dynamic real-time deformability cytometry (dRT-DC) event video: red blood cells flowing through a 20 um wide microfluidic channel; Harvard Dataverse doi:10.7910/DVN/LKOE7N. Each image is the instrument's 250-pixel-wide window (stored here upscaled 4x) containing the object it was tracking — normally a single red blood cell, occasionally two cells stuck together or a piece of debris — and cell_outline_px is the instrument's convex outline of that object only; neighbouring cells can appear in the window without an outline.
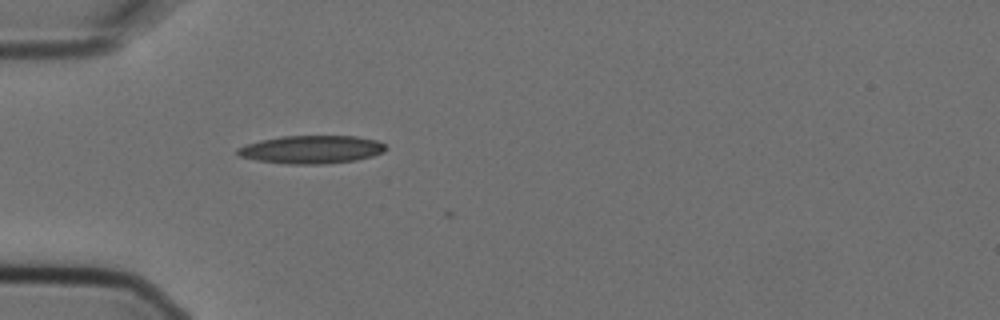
{"species": "Egyptian fruit bat (a non-hibernating species)", "species_latin": "Rousettus aegyptiacus", "temperature_condition": "cold", "stored_images_in_passage": 1, "camera_frame_rate_fps": 3000, "um_per_image_px": 0.085, "animal": {"sex": "female"}, "frame": {"image": 1, "passage_image": 1, "time_ms": 0.0, "image_size_px": [1000, 320], "cell_outline_px": [[388, 148], [384, 152], [372, 156], [356, 160], [324, 164], [288, 164], [256, 160], [236, 156], [236, 148], [244, 144], [260, 140], [280, 136], [356, 136], [376, 140], [384, 144]], "centroid_in_image_um": [26.43, 12.71], "position_along_channel_um": 58.6, "area_um2": 24.51}}